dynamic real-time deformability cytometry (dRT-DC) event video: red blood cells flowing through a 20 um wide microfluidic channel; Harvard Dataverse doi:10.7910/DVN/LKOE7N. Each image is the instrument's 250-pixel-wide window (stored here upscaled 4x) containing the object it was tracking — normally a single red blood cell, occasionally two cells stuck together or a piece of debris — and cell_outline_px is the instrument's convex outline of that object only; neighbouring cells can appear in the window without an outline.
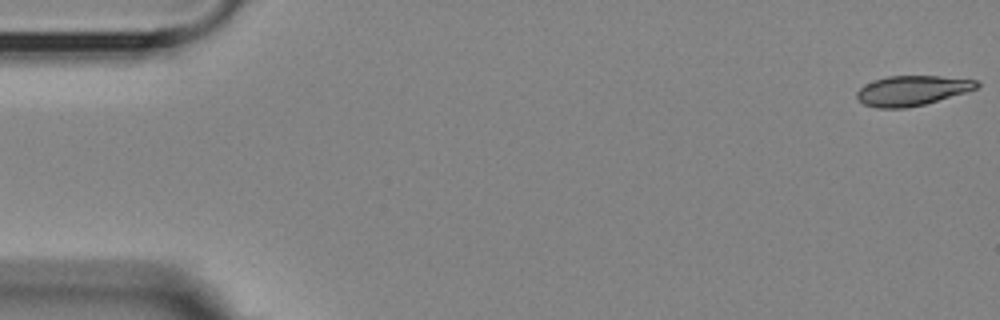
{"species": "Egyptian fruit bat (a non-hibernating species)", "species_latin": "Rousettus aegyptiacus", "temperature_condition": "room temperature", "stored_images_in_passage": 4, "camera_frame_rate_fps": 3000, "um_per_image_px": 0.085, "animal": {"sex": "female"}, "frame": {"image": 1, "passage_image": 1, "time_ms": 0.0, "image_size_px": [1000, 320], "cell_outline_px": [[980, 84], [976, 88], [964, 92], [924, 104], [904, 108], [876, 108], [864, 104], [856, 96], [856, 92], [864, 84], [888, 76], [940, 76], [980, 80]], "centroid_in_image_um": [77.51, 7.69], "position_along_channel_um": 7.5, "area_um2": 20.69}}
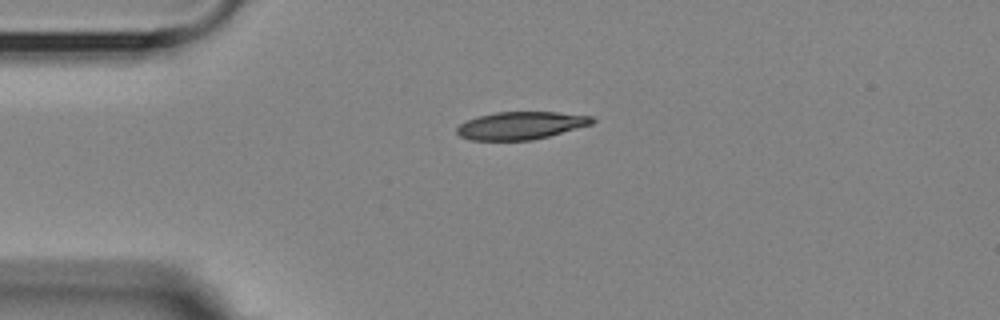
{"frame": {"image": 2, "passage_image": 4, "time_ms": 4.0, "image_size_px": [1000, 320], "cell_outline_px": [[596, 120], [592, 124], [548, 136], [532, 140], [472, 140], [460, 136], [456, 132], [456, 128], [460, 124], [476, 116], [496, 112], [556, 112], [592, 116]], "centroid_in_image_um": [44.26, 10.66], "position_along_channel_um": 40.7, "area_um2": 21.73}}